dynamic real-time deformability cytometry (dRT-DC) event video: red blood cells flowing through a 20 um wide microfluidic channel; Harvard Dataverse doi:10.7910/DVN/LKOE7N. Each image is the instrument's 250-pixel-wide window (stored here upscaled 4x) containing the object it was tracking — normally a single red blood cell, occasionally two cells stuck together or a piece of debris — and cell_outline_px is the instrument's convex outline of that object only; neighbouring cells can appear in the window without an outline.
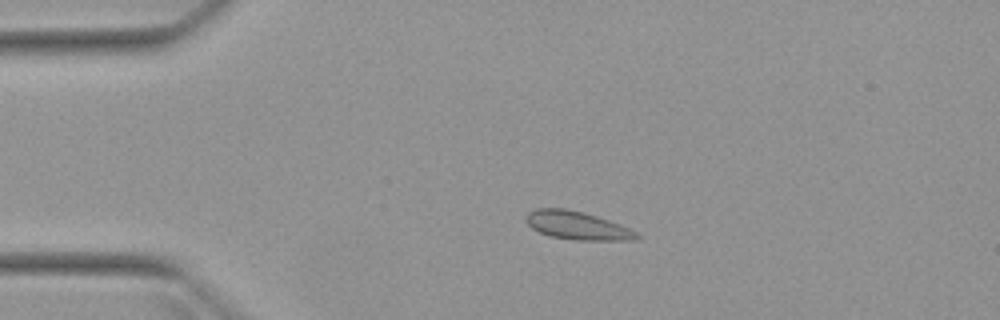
{"species": "Egyptian fruit bat (a non-hibernating species)", "species_latin": "Rousettus aegyptiacus", "temperature_condition": "warm", "stored_images_in_passage": 4, "camera_frame_rate_fps": 3000, "um_per_image_px": 0.085, "animal": {"sex": "female"}, "frame": {"image": 1, "passage_image": 3, "time_ms": 2.333, "image_size_px": [1000, 320], "cell_outline_px": [[640, 236], [636, 240], [576, 240], [548, 236], [532, 228], [524, 220], [524, 216], [528, 212], [536, 208], [564, 208], [584, 212], [608, 220], [628, 228], [636, 232]], "centroid_in_image_um": [49.01, 19.16], "position_along_channel_um": 36.0, "area_um2": 18.21}}